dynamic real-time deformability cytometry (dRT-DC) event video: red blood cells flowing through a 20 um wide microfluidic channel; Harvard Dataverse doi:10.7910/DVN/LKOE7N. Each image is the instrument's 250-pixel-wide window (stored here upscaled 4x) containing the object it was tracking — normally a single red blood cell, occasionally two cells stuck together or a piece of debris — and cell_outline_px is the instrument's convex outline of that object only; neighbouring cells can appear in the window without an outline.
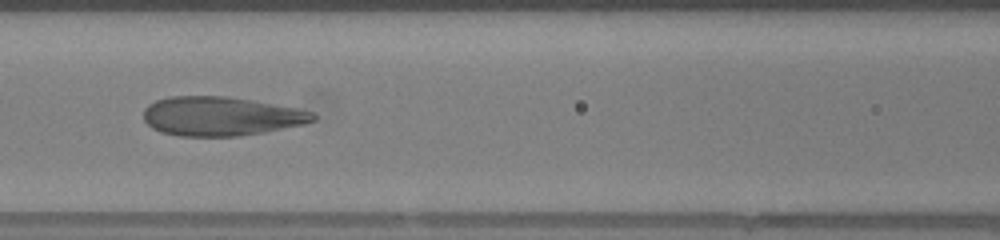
{"species": "human", "species_latin": "Homo sapiens", "temperature_condition": "warm", "stored_images_in_passage": 40, "camera_frame_rate_fps": 3000, "um_per_image_px": 0.085, "donor": {"sex": "female"}, "frame": {"image": 1, "passage_image": 12, "time_ms": 3.667, "image_size_px": [1000, 240], "cell_outline_px": [[316, 120], [304, 124], [264, 132], [240, 136], [180, 136], [160, 132], [152, 128], [144, 120], [144, 108], [148, 104], [156, 100], [168, 96], [228, 96], [252, 100], [296, 108], [312, 112], [316, 116]], "centroid_in_image_um": [18.75, 9.88], "position_along_channel_um": 147.9, "area_um2": 38.67}, "authors_computed_cell_mechanics": {"area_um2": 38.7838, "velocity_mm_per_s": 4.1755, "shape_relaxation_time_tau1_ms": 6.8102, "shape_relaxation_time_tau2_ms": null, "deformation_change_tau1": 0.2821, "deformation_change_tau2": null}}